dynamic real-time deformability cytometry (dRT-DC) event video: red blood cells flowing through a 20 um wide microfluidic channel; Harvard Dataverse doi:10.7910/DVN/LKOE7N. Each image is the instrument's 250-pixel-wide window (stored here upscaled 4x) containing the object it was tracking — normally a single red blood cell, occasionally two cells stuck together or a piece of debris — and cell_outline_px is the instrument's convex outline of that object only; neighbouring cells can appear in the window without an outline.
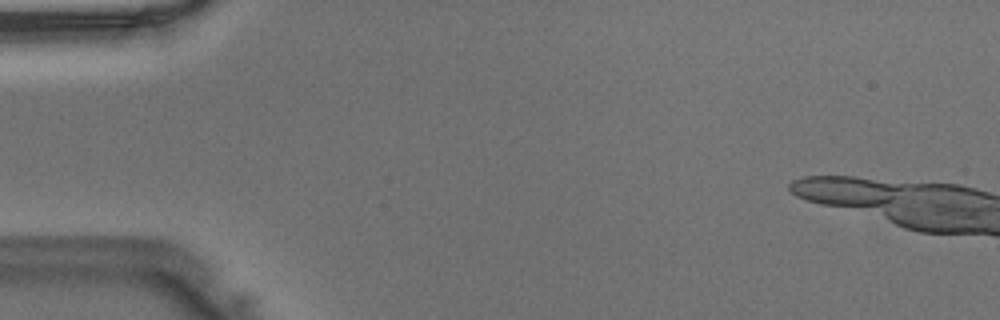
{"species": "Egyptian fruit bat (a non-hibernating species)", "species_latin": "Rousettus aegyptiacus", "temperature_condition": "warm", "stored_images_in_passage": 1, "camera_frame_rate_fps": 3000, "um_per_image_px": 0.085, "animal": {"sex": "male"}, "frame": {"image": 1, "passage_image": 1, "time_ms": 0.0, "image_size_px": [1000, 320], "cell_outline_px": [[900, 188], [884, 208], [880, 208], [828, 204], [812, 200], [800, 196], [792, 192], [792, 184], [800, 180], [812, 176], [844, 176], [868, 180]], "centroid_in_image_um": [71.83, 16.25], "position_along_channel_um": 13.2, "area_um2": 17.98}}